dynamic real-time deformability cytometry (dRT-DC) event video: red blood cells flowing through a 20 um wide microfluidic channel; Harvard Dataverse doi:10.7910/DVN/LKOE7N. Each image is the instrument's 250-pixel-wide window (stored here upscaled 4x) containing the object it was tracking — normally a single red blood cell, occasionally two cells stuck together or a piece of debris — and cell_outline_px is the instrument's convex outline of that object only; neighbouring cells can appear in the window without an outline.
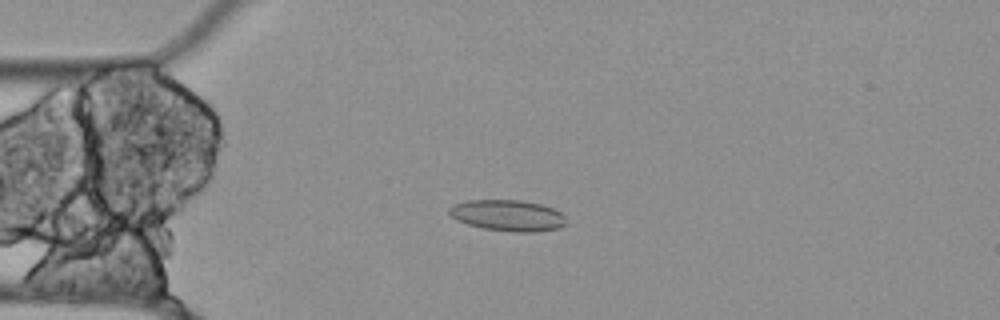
{"species": "Egyptian fruit bat (a non-hibernating species)", "species_latin": "Rousettus aegyptiacus", "temperature_condition": "cold", "stored_images_in_passage": 56, "camera_frame_rate_fps": 3000, "um_per_image_px": 0.085, "animal": {"sex": "female"}, "frame": {"image": 1, "passage_image": 14, "time_ms": 4.333, "image_size_px": [1000, 320], "cell_outline_px": [[568, 224], [560, 228], [536, 232], [512, 232], [484, 228], [468, 224], [456, 220], [448, 212], [448, 208], [452, 204], [468, 200], [520, 200], [540, 204], [552, 208], [560, 212], [564, 216]], "centroid_in_image_um": [43.17, 18.32], "position_along_channel_um": 41.8, "area_um2": 21.39}}
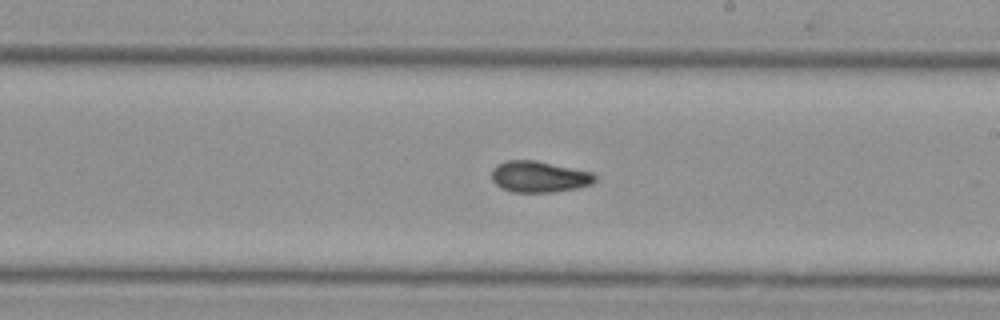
{"frame": {"image": 2, "passage_image": 32, "time_ms": 10.333, "image_size_px": [1000, 320], "cell_outline_px": [[596, 180], [592, 184], [576, 188], [552, 192], [512, 192], [500, 188], [492, 180], [492, 168], [496, 164], [504, 160], [536, 160], [592, 172], [596, 176]], "centroid_in_image_um": [45.79, 15.01], "position_along_channel_um": 243.2, "area_um2": 18.96}}
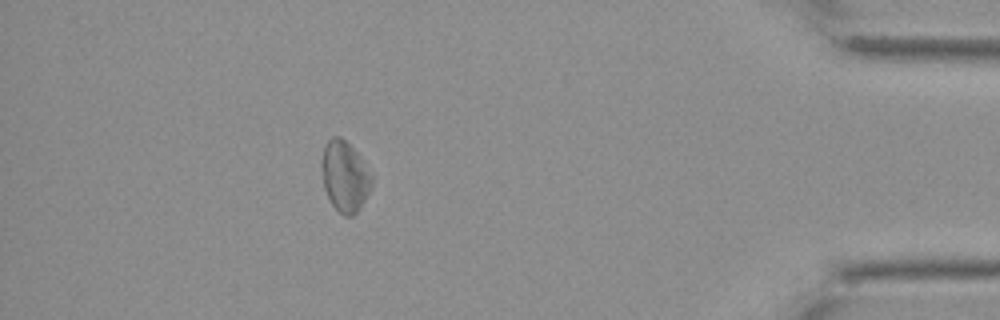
{"frame": {"image": 3, "passage_image": 50, "time_ms": 16.333, "image_size_px": [1000, 320], "cell_outline_px": [[372, 184], [360, 208], [352, 216], [344, 216], [332, 204], [324, 188], [320, 168], [320, 160], [324, 144], [332, 136], [340, 136], [360, 156], [372, 176]], "centroid_in_image_um": [29.27, 14.96], "position_along_channel_um": 405.9, "area_um2": 20.58}}